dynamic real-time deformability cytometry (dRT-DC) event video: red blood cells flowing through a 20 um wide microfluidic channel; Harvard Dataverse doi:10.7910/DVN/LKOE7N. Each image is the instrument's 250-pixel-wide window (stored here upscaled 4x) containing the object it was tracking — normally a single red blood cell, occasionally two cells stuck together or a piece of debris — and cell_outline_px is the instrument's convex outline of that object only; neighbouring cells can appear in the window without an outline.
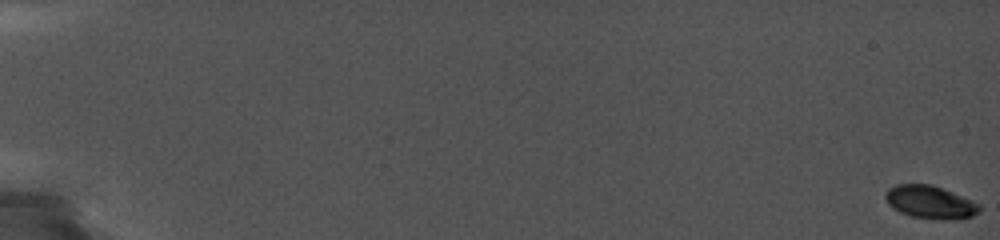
{"species": "common noctule bat (a hibernating species)", "species_latin": "Nyctalus noctula", "temperature_condition": "cold", "stored_images_in_passage": 96, "camera_frame_rate_fps": 5000, "um_per_image_px": 0.085, "animal": {"sex": "female", "body_mass_g": 19.0, "forearm_length_mm": 56.7}, "frame": {"image": 1, "passage_image": 1, "time_ms": 0.0, "image_size_px": [1000, 240], "cell_outline_px": [[980, 212], [972, 216], [960, 220], [952, 220], [912, 216], [900, 212], [892, 208], [888, 204], [884, 196], [884, 192], [888, 188], [896, 184], [932, 184], [972, 200], [980, 204]], "centroid_in_image_um": [79.06, 17.18], "position_along_channel_um": 5.9, "area_um2": 18.15}}
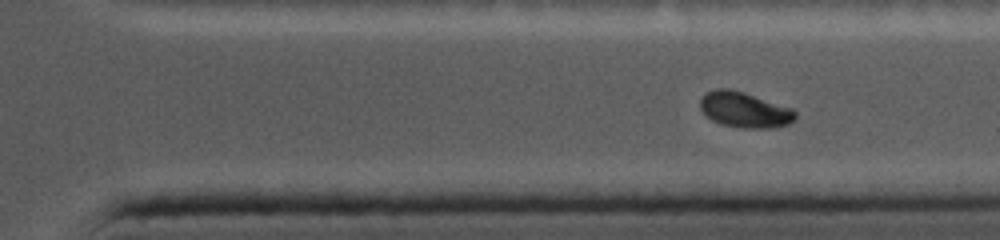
{"frame": {"image": 2, "passage_image": 80, "time_ms": 15.0, "image_size_px": [1000, 240], "cell_outline_px": [[796, 116], [788, 124], [772, 128], [740, 128], [720, 124], [712, 120], [700, 108], [700, 100], [704, 92], [716, 88], [728, 88], [744, 92], [792, 108], [796, 112]], "centroid_in_image_um": [63.26, 9.32], "position_along_channel_um": 348.1, "area_um2": 19.77}}
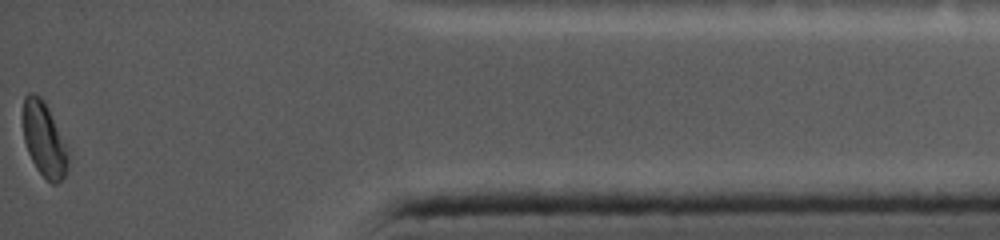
{"frame": {"image": 3, "passage_image": 96, "time_ms": 18.0, "image_size_px": [1000, 240], "cell_outline_px": [[68, 168], [64, 176], [56, 184], [52, 184], [36, 168], [28, 152], [24, 140], [24, 96], [28, 92], [32, 92], [40, 96], [44, 100], [48, 108], [64, 144], [68, 156]], "centroid_in_image_um": [3.73, 11.85], "position_along_channel_um": 431.5, "area_um2": 18.96}, "authors_computed_cell_mechanics": {"area_um2": 19.3052, "velocity_mm_per_s": 3.7207, "shape_relaxation_time_tau1_ms": null, "shape_relaxation_time_tau2_ms": 4.0311, "deformation_change_tau1": null, "deformation_change_tau2": 0.0479}}